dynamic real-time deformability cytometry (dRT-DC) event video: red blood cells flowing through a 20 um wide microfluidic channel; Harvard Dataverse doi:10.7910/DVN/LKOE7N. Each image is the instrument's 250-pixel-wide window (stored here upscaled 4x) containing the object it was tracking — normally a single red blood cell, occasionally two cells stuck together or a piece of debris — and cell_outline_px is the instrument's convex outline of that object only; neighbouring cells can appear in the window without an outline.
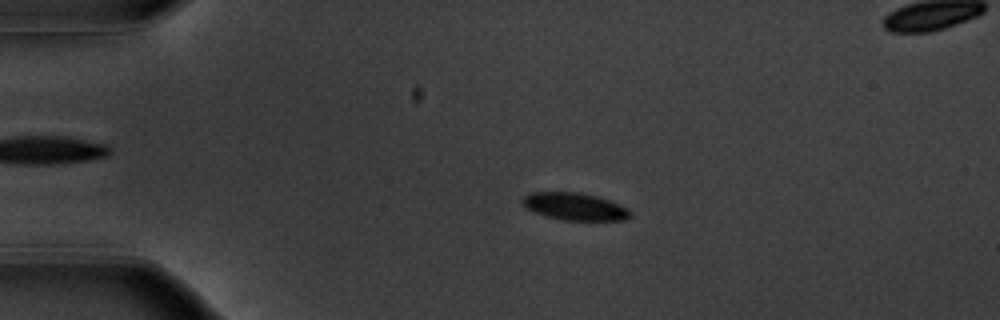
{"species": "common noctule bat (a hibernating species)", "species_latin": "Nyctalus noctula", "temperature_condition": "warm", "stored_images_in_passage": 56, "segment_of_instrument_passage": [1, 2], "camera_frame_rate_fps": 3000, "um_per_image_px": 0.085, "animal": {"sex": "male", "body_mass_g": 20.1, "forearm_length_mm": 53.5}, "frame": {"image": 1, "passage_image": 12, "time_ms": 3.667, "image_size_px": [1000, 320], "cell_outline_px": [[632, 216], [624, 220], [564, 220], [548, 216], [536, 212], [528, 208], [524, 204], [524, 196], [528, 192], [580, 192], [612, 200], [628, 208], [632, 212]], "centroid_in_image_um": [48.94, 17.54], "position_along_channel_um": 36.1, "area_um2": 17.11}}
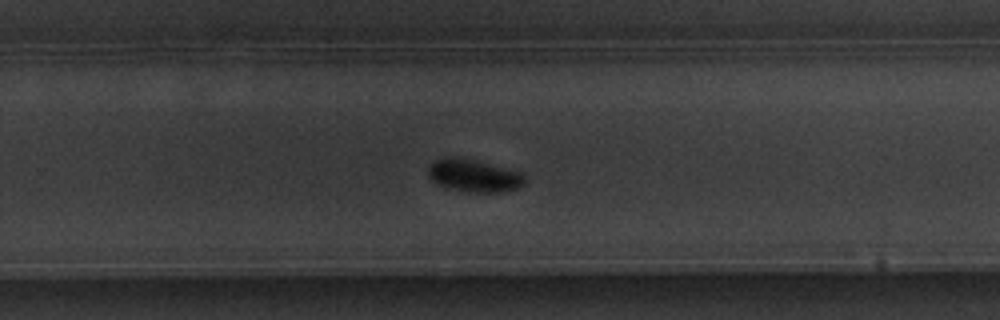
{"frame": {"image": 2, "passage_image": 36, "time_ms": 11.667, "image_size_px": [1000, 320], "cell_outline_px": [[524, 184], [520, 188], [500, 192], [468, 192], [444, 188], [432, 180], [428, 176], [428, 168], [436, 160], [444, 156], [452, 156], [476, 160], [520, 172], [524, 176]], "centroid_in_image_um": [40.25, 14.93], "position_along_channel_um": 289.5, "area_um2": 18.44}}
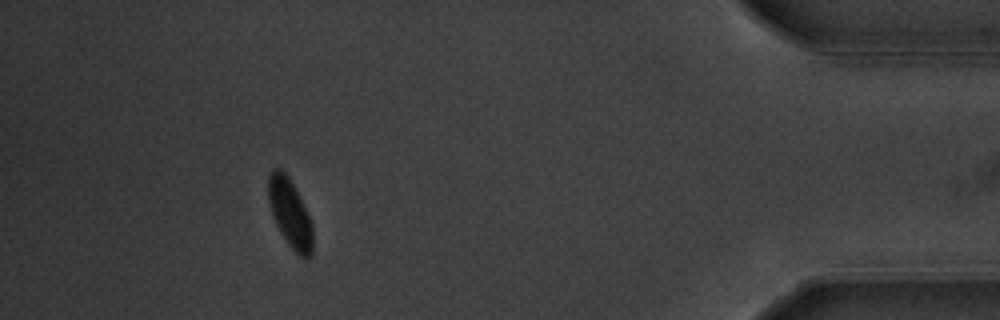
{"frame": {"image": 3, "passage_image": 50, "time_ms": 16.333, "image_size_px": [1000, 320], "cell_outline_px": [[312, 256], [300, 256], [288, 244], [280, 232], [272, 216], [268, 200], [268, 176], [272, 168], [280, 168], [288, 176], [312, 224]], "centroid_in_image_um": [24.61, 18.11], "position_along_channel_um": 410.6, "area_um2": 17.28}}